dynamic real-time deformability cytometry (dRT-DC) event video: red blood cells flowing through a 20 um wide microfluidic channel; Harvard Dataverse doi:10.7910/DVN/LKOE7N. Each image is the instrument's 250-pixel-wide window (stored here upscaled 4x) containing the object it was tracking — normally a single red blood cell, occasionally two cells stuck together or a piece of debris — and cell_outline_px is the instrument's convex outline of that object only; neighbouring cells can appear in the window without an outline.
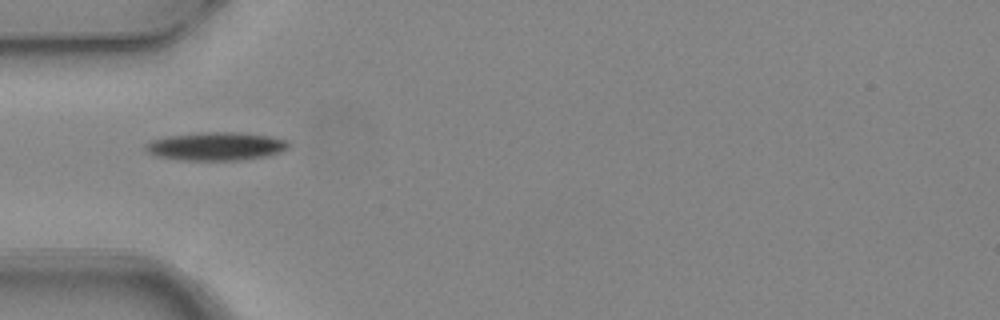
{"species": "common noctule bat (a hibernating species)", "species_latin": "Nyctalus noctula", "temperature_condition": "warm", "stored_images_in_passage": 5, "camera_frame_rate_fps": 3000, "um_per_image_px": 0.085, "animal": {"sex": "female", "body_mass_g": 24.6, "forearm_length_mm": 56.2}, "frame": {"image": 1, "passage_image": 2, "time_ms": 0.333, "image_size_px": [1000, 320], "cell_outline_px": [[292, 144], [284, 152], [268, 156], [240, 160], [176, 160], [156, 156], [148, 152], [144, 148], [144, 144], [152, 140], [168, 136], [208, 132], [240, 132], [272, 136], [288, 140]], "centroid_in_image_um": [18.43, 12.44], "position_along_channel_um": 66.6, "area_um2": 23.93}}
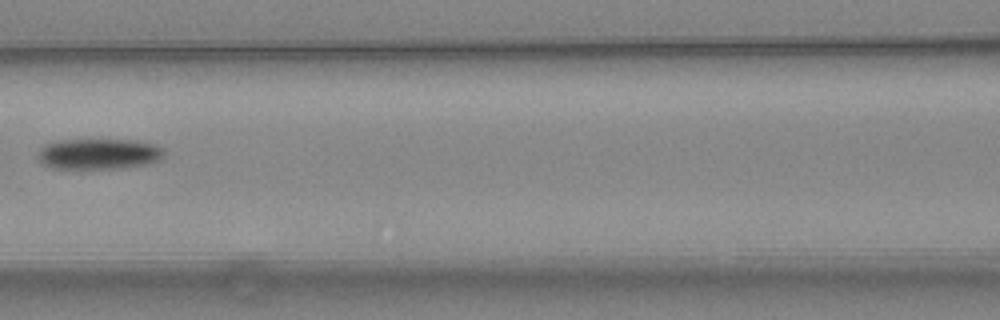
{"frame": {"image": 2, "passage_image": 4, "time_ms": 1.0, "image_size_px": [1000, 320], "cell_outline_px": [[164, 156], [160, 160], [148, 164], [124, 168], [52, 168], [44, 164], [40, 160], [40, 148], [44, 144], [60, 140], [136, 140], [152, 144], [164, 148]], "centroid_in_image_um": [8.45, 13.08], "position_along_channel_um": 158.2, "area_um2": 22.48}}
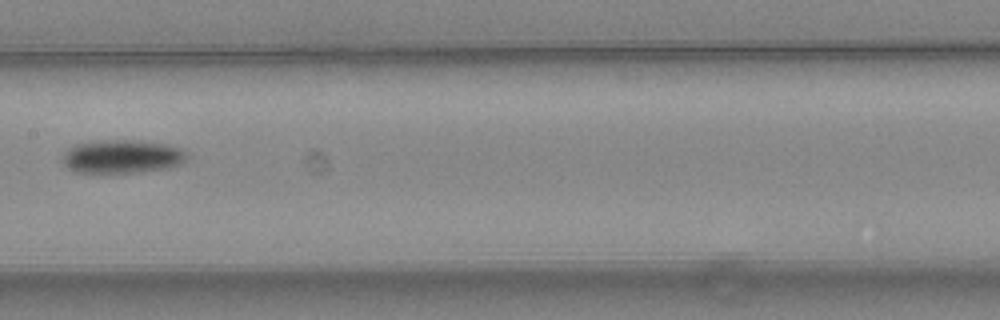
{"frame": {"image": 3, "passage_image": 5, "time_ms": 1.333, "image_size_px": [1000, 320], "cell_outline_px": [[188, 156], [180, 164], [168, 168], [132, 172], [76, 172], [68, 168], [60, 160], [64, 152], [68, 148], [76, 144], [104, 140], [140, 140], [164, 144], [180, 148]], "centroid_in_image_um": [10.33, 13.29], "position_along_channel_um": 197.1, "area_um2": 24.04}}